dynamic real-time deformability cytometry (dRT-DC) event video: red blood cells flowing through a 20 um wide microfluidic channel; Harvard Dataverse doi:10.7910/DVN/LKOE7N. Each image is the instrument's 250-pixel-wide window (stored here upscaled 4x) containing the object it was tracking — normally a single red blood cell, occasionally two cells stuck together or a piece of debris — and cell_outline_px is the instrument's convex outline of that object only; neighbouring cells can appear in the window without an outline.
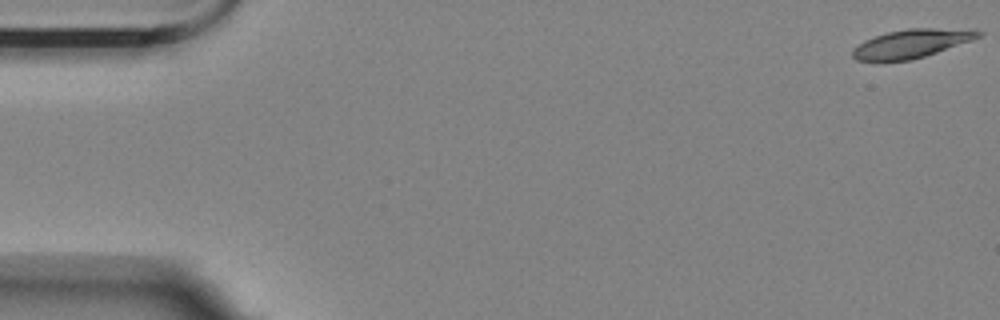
{"species": "Egyptian fruit bat (a non-hibernating species)", "species_latin": "Rousettus aegyptiacus", "temperature_condition": "room temperature", "stored_images_in_passage": 13, "camera_frame_rate_fps": 3000, "um_per_image_px": 0.085, "animal": {"sex": "female"}, "frame": {"image": 1, "passage_image": 1, "time_ms": 0.0, "image_size_px": [1000, 320], "cell_outline_px": [[984, 32], [980, 36], [972, 40], [912, 60], [880, 64], [856, 60], [852, 56], [852, 48], [864, 40], [888, 32], [908, 28], [976, 28]], "centroid_in_image_um": [77.44, 3.73], "position_along_channel_um": 7.6, "area_um2": 21.73}}
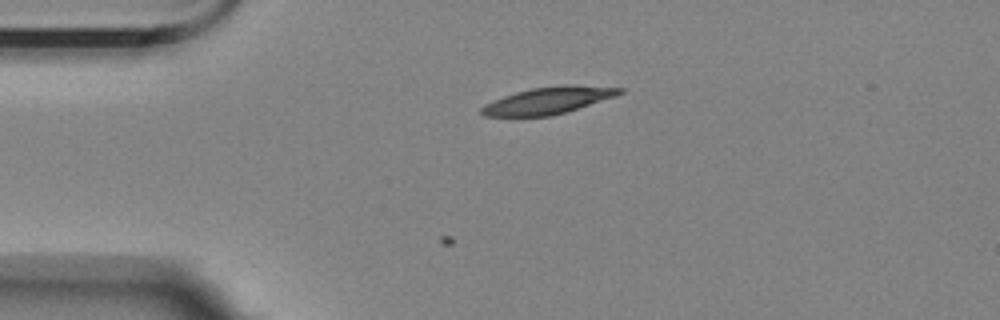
{"frame": {"image": 2, "passage_image": 13, "time_ms": 4.0, "image_size_px": [1000, 320], "cell_outline_px": [[624, 92], [616, 96], [552, 116], [484, 116], [480, 112], [480, 108], [484, 104], [492, 100], [516, 92], [532, 88], [564, 84], [568, 84], [624, 88]], "centroid_in_image_um": [46.59, 8.53], "position_along_channel_um": 38.4, "area_um2": 21.62}}